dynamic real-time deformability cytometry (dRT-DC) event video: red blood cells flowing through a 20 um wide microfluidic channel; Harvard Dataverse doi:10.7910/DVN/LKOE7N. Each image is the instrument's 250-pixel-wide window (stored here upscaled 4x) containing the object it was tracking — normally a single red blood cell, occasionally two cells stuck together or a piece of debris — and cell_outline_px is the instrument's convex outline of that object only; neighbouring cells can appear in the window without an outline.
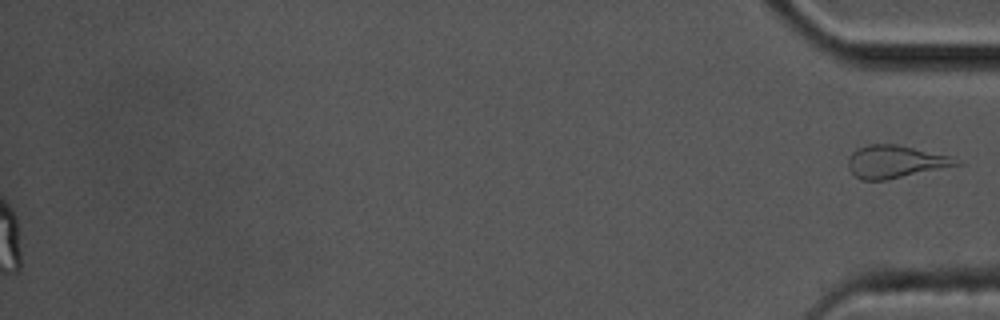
{"species": "common noctule bat (a hibernating species)", "species_latin": "Nyctalus noctula", "temperature_condition": "cold", "stored_images_in_passage": 15, "segment_of_instrument_passage": [2, 2], "camera_frame_rate_fps": 3000, "um_per_image_px": 0.085, "animal": {"sex": "male", "body_mass_g": 17.5, "forearm_length_mm": 52.3}, "frame": {"image": 1, "passage_image": 15, "time_ms": 4.667, "image_size_px": [1000, 320], "cell_outline_px": [[964, 164], [888, 180], [860, 180], [848, 168], [848, 156], [852, 152], [868, 144], [896, 144], [948, 156], [960, 160]], "centroid_in_image_um": [76.1, 13.76], "position_along_channel_um": 359.1, "area_um2": 20.52}}